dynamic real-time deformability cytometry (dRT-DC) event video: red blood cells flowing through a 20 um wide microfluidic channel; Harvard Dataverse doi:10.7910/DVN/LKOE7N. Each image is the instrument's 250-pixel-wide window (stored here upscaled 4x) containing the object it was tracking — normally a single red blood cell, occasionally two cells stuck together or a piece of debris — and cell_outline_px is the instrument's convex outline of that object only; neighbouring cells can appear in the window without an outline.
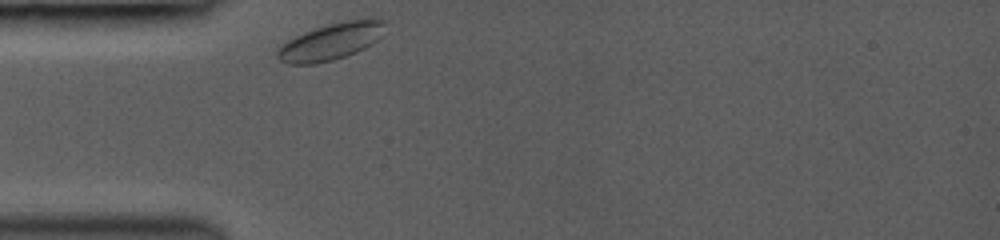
{"species": "common noctule bat (a hibernating species)", "species_latin": "Nyctalus noctula", "temperature_condition": "room temperature", "stored_images_in_passage": 12, "segment_of_instrument_passage": [1, 2], "camera_frame_rate_fps": 3000, "um_per_image_px": 0.085, "animal": {"sex": "female", "body_mass_g": 19.0, "forearm_length_mm": 53.3}, "frame": {"image": 1, "passage_image": 1, "time_ms": 0.0, "image_size_px": [1000, 240], "cell_outline_px": [[384, 24], [380, 36], [372, 44], [356, 52], [332, 60], [312, 64], [288, 64], [280, 60], [276, 56], [276, 48], [280, 44], [304, 32], [328, 24], [348, 20], [380, 16], [384, 20]], "centroid_in_image_um": [28.12, 3.51], "position_along_channel_um": 56.9, "area_um2": 23.12}}
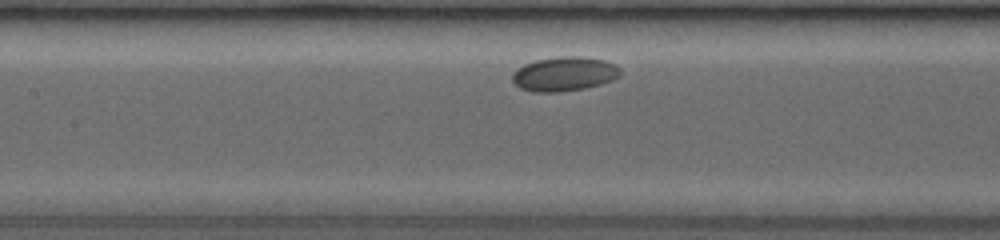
{"frame": {"image": 2, "passage_image": 7, "time_ms": 3.0, "image_size_px": [1000, 240], "cell_outline_px": [[620, 76], [612, 80], [600, 84], [584, 88], [560, 92], [532, 92], [520, 88], [512, 80], [512, 72], [516, 68], [524, 64], [536, 60], [560, 56], [580, 56], [604, 60], [616, 64], [620, 68]], "centroid_in_image_um": [47.95, 6.28], "position_along_channel_um": 159.5, "area_um2": 21.73}}
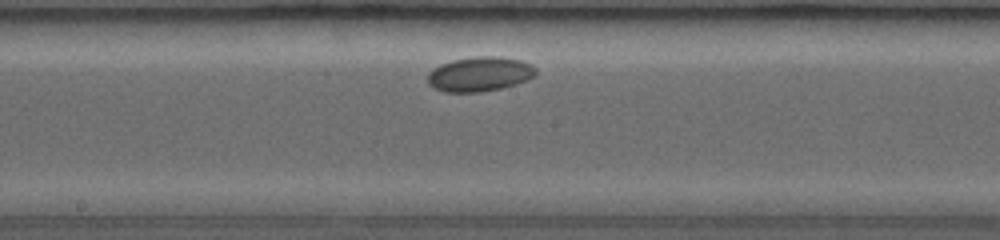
{"frame": {"image": 3, "passage_image": 10, "time_ms": 4.333, "image_size_px": [1000, 240], "cell_outline_px": [[536, 76], [528, 80], [516, 84], [500, 88], [480, 92], [444, 92], [432, 88], [428, 84], [428, 72], [432, 68], [440, 64], [452, 60], [476, 56], [500, 56], [520, 60], [532, 64], [536, 68]], "centroid_in_image_um": [40.77, 6.29], "position_along_channel_um": 207.4, "area_um2": 22.14}}